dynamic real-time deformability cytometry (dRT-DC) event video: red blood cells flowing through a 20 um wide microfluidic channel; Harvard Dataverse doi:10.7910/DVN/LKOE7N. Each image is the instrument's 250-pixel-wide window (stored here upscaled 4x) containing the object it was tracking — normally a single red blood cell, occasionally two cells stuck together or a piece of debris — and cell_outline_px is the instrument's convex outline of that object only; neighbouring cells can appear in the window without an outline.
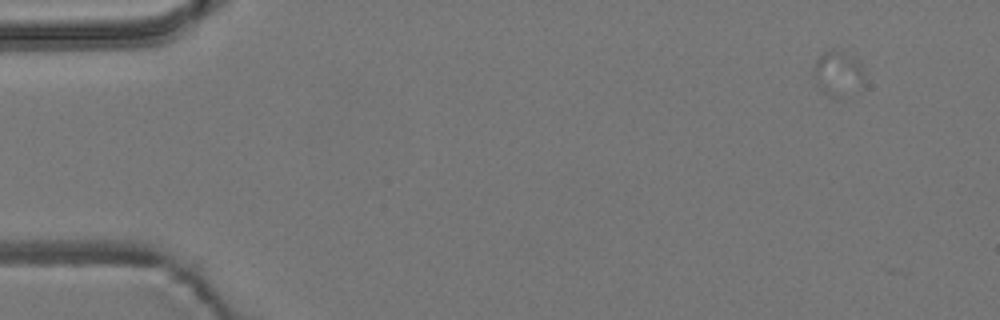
{"species": "common noctule bat (a hibernating species)", "species_latin": "Nyctalus noctula", "temperature_condition": "room temperature", "stored_images_in_passage": 2, "camera_frame_rate_fps": 3000, "um_per_image_px": 0.085, "animal": {"sex": "male", "body_mass_g": 19.2, "forearm_length_mm": 51.8}, "frame": {"image": 1, "passage_image": 1, "time_ms": 0.0, "image_size_px": [1000, 320], "cell_outline_px": [[860, 80], [836, 100], [820, 92], [816, 88], [812, 76], [812, 68], [816, 60], [824, 52], [832, 48], [852, 56], [860, 64]], "centroid_in_image_um": [71.02, 6.22], "position_along_channel_um": 14.0, "area_um2": 12.72}}